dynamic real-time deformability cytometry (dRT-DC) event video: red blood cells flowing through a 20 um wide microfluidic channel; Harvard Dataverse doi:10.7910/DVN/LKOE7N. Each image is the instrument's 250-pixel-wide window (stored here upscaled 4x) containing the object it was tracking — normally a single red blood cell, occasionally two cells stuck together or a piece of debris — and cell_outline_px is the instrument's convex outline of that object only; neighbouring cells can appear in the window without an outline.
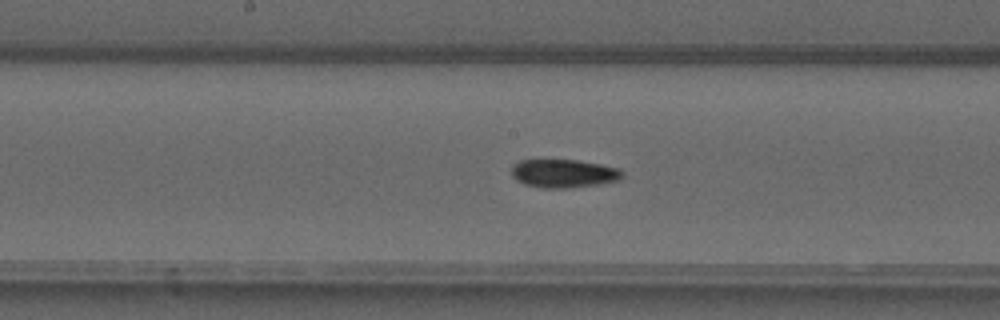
{"species": "common noctule bat (a hibernating species)", "species_latin": "Nyctalus noctula", "temperature_condition": "warm", "stored_images_in_passage": 47, "camera_frame_rate_fps": 3000, "um_per_image_px": 0.085, "animal": {"sex": "male", "forearm_length_mm": 52.5}, "frame": {"image": 1, "passage_image": 23, "time_ms": 7.333, "image_size_px": [1000, 320], "cell_outline_px": [[624, 176], [620, 180], [596, 184], [568, 188], [544, 188], [524, 184], [516, 180], [512, 176], [512, 164], [520, 160], [576, 160], [600, 164], [620, 168], [624, 172]], "centroid_in_image_um": [47.92, 14.74], "position_along_channel_um": 200.3, "area_um2": 18.38}}
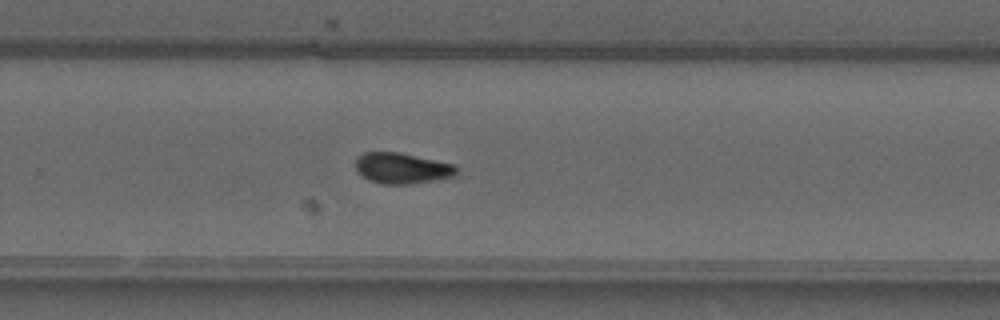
{"frame": {"image": 2, "passage_image": 30, "time_ms": 9.667, "image_size_px": [1000, 320], "cell_outline_px": [[456, 176], [408, 184], [380, 184], [368, 180], [356, 172], [356, 160], [364, 152], [396, 152], [456, 164]], "centroid_in_image_um": [34.15, 14.3], "position_along_channel_um": 295.7, "area_um2": 18.03}}
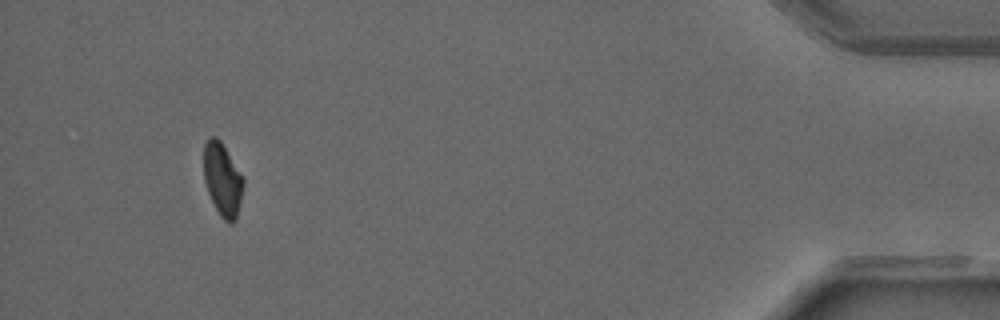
{"frame": {"image": 3, "passage_image": 44, "time_ms": 14.333, "image_size_px": [1000, 320], "cell_outline_px": [[244, 184], [236, 220], [232, 224], [228, 224], [220, 216], [208, 192], [204, 180], [204, 144], [212, 136], [216, 136], [220, 140], [244, 180]], "centroid_in_image_um": [18.91, 15.29], "position_along_channel_um": 416.3, "area_um2": 16.59}, "authors_computed_cell_mechanics": {"area_um2": 17.4556, "velocity_mm_per_s": 4.1004, "shape_relaxation_time_tau1_ms": 8.1263, "shape_relaxation_time_tau2_ms": 3.8863, "deformation_change_tau1": 0.2157, "deformation_change_tau2": 0.0859}}